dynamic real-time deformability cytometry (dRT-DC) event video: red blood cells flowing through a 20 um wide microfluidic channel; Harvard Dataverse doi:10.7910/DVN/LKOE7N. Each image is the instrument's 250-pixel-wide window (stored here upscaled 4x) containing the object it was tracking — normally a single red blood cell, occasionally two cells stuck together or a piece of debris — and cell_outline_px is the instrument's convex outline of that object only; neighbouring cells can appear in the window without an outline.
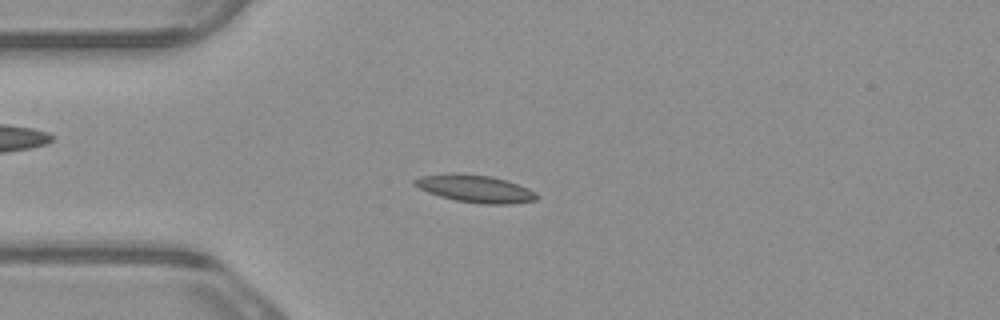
{"species": "common noctule bat (a hibernating species)", "species_latin": "Nyctalus noctula", "temperature_condition": "warm", "stored_images_in_passage": 5, "camera_frame_rate_fps": 3000, "um_per_image_px": 0.085, "animal": {"sex": "male", "body_mass_g": 23.1, "forearm_length_mm": 52.7}, "frame": {"image": 1, "passage_image": 3, "time_ms": 0.667, "image_size_px": [1000, 320], "cell_outline_px": [[540, 196], [536, 200], [512, 204], [484, 204], [456, 200], [440, 196], [428, 192], [412, 184], [412, 180], [420, 176], [448, 172], [456, 172], [492, 176], [528, 188], [536, 192]], "centroid_in_image_um": [40.37, 16.02], "position_along_channel_um": 44.6, "area_um2": 19.71}}
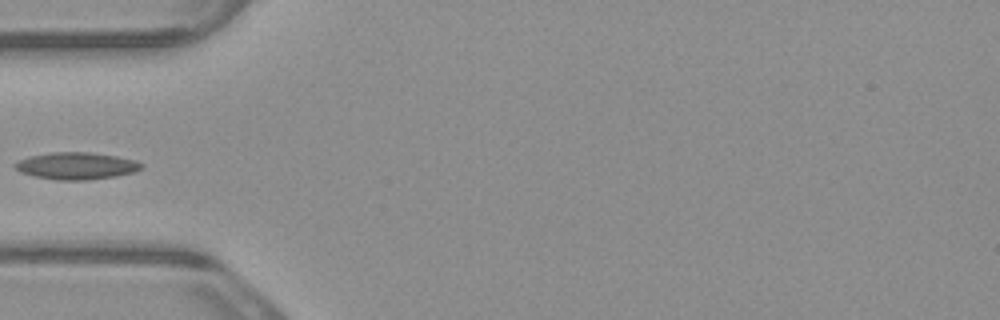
{"frame": {"image": 2, "passage_image": 4, "time_ms": 1.0, "image_size_px": [1000, 320], "cell_outline_px": [[144, 168], [136, 172], [116, 176], [88, 180], [56, 180], [36, 176], [20, 172], [12, 164], [28, 156], [52, 152], [88, 152], [116, 156], [136, 160], [144, 164]], "centroid_in_image_um": [6.54, 14.1], "position_along_channel_um": 78.5, "area_um2": 20.06}}
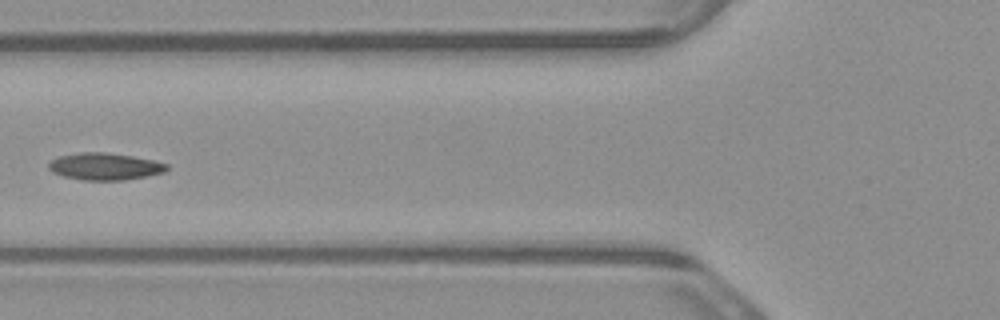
{"frame": {"image": 3, "passage_image": 5, "time_ms": 1.333, "image_size_px": [1000, 320], "cell_outline_px": [[168, 168], [164, 172], [124, 180], [84, 180], [64, 176], [52, 172], [48, 168], [48, 164], [52, 160], [60, 156], [80, 152], [104, 152], [132, 156], [152, 160], [168, 164]], "centroid_in_image_um": [8.89, 14.14], "position_along_channel_um": 116.9, "area_um2": 18.38}}